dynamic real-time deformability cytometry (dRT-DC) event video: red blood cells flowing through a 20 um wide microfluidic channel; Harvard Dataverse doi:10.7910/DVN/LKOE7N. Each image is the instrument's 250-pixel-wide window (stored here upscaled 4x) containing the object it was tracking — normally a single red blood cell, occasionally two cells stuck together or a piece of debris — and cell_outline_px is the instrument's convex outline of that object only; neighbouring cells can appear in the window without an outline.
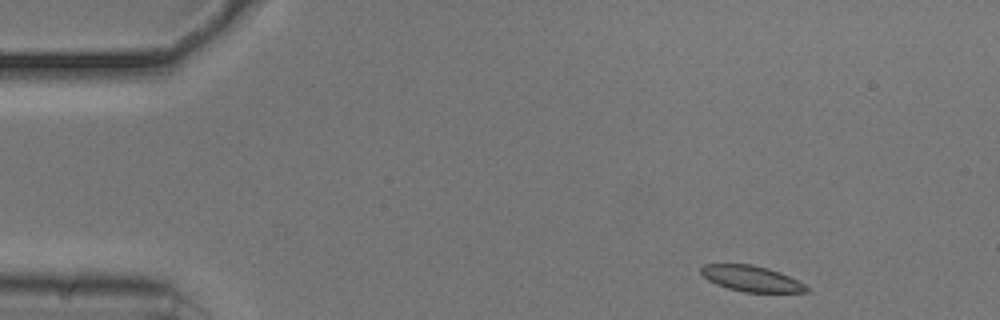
{"species": "common noctule bat (a hibernating species)", "species_latin": "Nyctalus noctula", "temperature_condition": "cold", "stored_images_in_passage": 49, "camera_frame_rate_fps": 3000, "um_per_image_px": 0.085, "animal": {"sex": "male", "body_mass_g": 20.5, "forearm_length_mm": 52.5}, "frame": {"image": 1, "passage_image": 1, "time_ms": 0.0, "image_size_px": [1000, 320], "cell_outline_px": [[808, 292], [744, 292], [728, 288], [716, 284], [708, 280], [700, 272], [700, 268], [704, 264], [752, 264], [768, 268], [780, 272], [804, 284], [808, 288]], "centroid_in_image_um": [63.84, 23.67], "position_along_channel_um": 21.2, "area_um2": 15.72}}
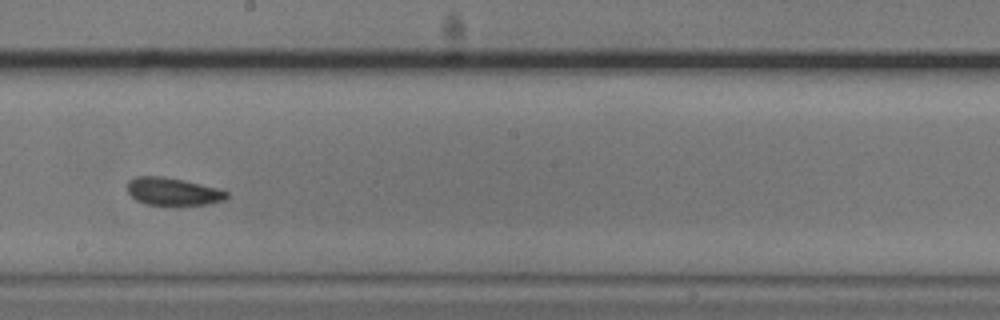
{"frame": {"image": 2, "passage_image": 25, "time_ms": 8.0, "image_size_px": [1000, 320], "cell_outline_px": [[228, 196], [224, 200], [208, 204], [176, 208], [144, 204], [136, 200], [128, 192], [128, 180], [136, 176], [164, 176], [184, 180], [216, 188], [228, 192]], "centroid_in_image_um": [14.69, 16.33], "position_along_channel_um": 233.5, "area_um2": 16.7}}
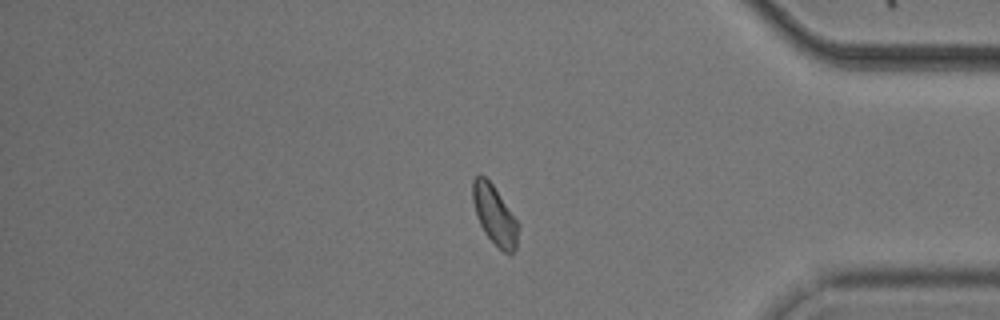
{"frame": {"image": 3, "passage_image": 40, "time_ms": 13.0, "image_size_px": [1000, 320], "cell_outline_px": [[520, 224], [516, 248], [512, 252], [504, 252], [484, 232], [480, 224], [472, 200], [472, 180], [480, 172], [492, 184]], "centroid_in_image_um": [42.04, 18.24], "position_along_channel_um": 393.2, "area_um2": 15.55}, "authors_computed_cell_mechanics": {"area_um2": 16.5886, "velocity_mm_per_s": 3.6871, "shape_relaxation_time_tau1_ms": 2.463, "shape_relaxation_time_tau2_ms": 3.8449, "deformation_change_tau1": 0.0837, "deformation_change_tau2": 0.0494}}